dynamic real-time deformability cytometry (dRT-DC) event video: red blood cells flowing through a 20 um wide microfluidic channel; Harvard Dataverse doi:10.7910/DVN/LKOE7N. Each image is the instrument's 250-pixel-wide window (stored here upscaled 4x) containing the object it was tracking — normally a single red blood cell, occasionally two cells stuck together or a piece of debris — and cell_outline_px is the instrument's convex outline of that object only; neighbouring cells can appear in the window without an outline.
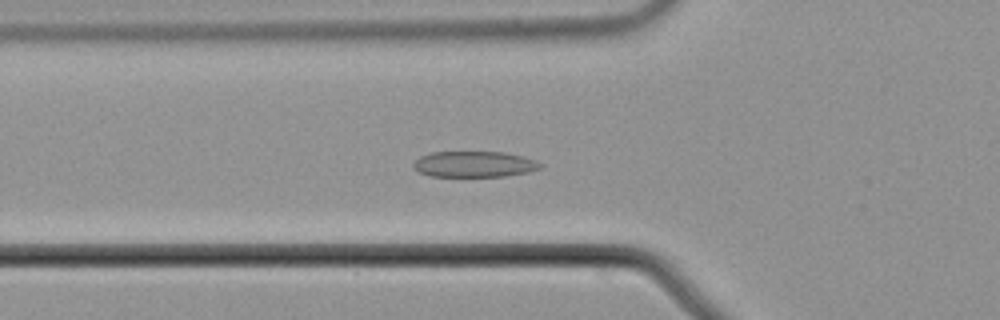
{"species": "common noctule bat (a hibernating species)", "species_latin": "Nyctalus noctula", "temperature_condition": "cold", "stored_images_in_passage": 58, "camera_frame_rate_fps": 3000, "um_per_image_px": 0.085, "animal": {"sex": "male", "body_mass_g": 21.5, "forearm_length_mm": 52.0}, "frame": {"image": 1, "passage_image": 21, "time_ms": 6.667, "image_size_px": [1000, 320], "cell_outline_px": [[544, 164], [540, 168], [528, 172], [504, 176], [432, 176], [420, 172], [412, 168], [412, 164], [420, 156], [432, 152], [504, 152], [524, 156], [536, 160]], "centroid_in_image_um": [40.33, 13.95], "position_along_channel_um": 85.5, "area_um2": 19.19}}
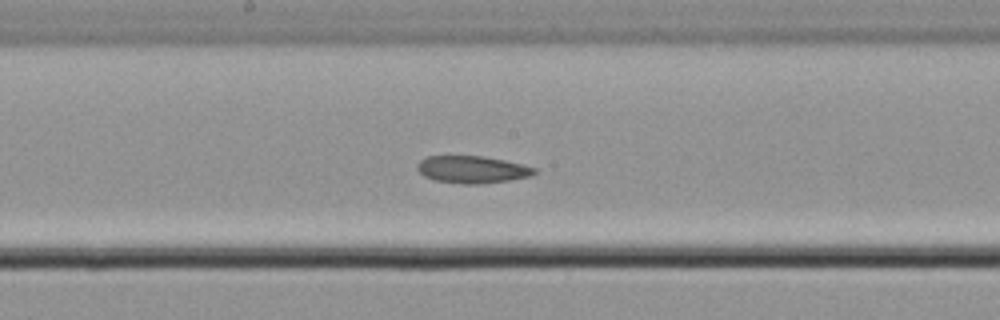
{"frame": {"image": 2, "passage_image": 31, "time_ms": 10.0, "image_size_px": [1000, 320], "cell_outline_px": [[536, 172], [532, 176], [508, 180], [480, 184], [464, 184], [436, 180], [424, 176], [416, 168], [416, 164], [420, 160], [428, 156], [484, 156], [504, 160], [536, 168]], "centroid_in_image_um": [40.12, 14.4], "position_along_channel_um": 208.1, "area_um2": 18.5}}
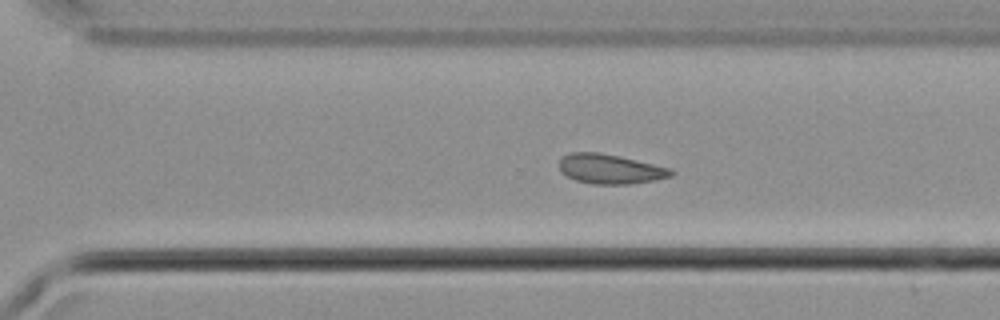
{"frame": {"image": 3, "passage_image": 40, "time_ms": 13.0, "image_size_px": [1000, 320], "cell_outline_px": [[676, 172], [672, 176], [632, 184], [592, 184], [576, 180], [560, 172], [560, 160], [568, 152], [600, 152], [652, 164], [668, 168]], "centroid_in_image_um": [51.83, 14.37], "position_along_channel_um": 318.8, "area_um2": 19.07}}